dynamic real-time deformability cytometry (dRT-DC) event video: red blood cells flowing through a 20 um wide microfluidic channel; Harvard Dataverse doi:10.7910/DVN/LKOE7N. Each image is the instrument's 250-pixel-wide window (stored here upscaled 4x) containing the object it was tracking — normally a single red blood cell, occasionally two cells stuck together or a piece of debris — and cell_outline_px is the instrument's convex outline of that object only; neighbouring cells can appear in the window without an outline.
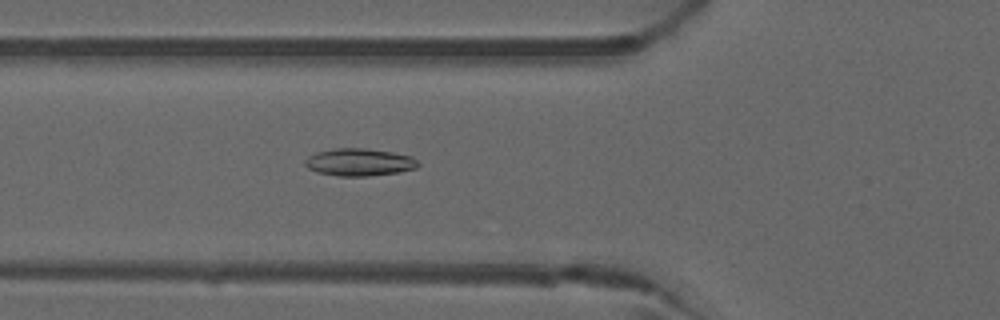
{"species": "common noctule bat (a hibernating species)", "species_latin": "Nyctalus noctula", "temperature_condition": "warm", "stored_images_in_passage": 51, "camera_frame_rate_fps": 3000, "um_per_image_px": 0.085, "animal": {"sex": "male", "forearm_length_mm": 52.5}, "frame": {"image": 1, "passage_image": 19, "time_ms": 6.0, "image_size_px": [1000, 320], "cell_outline_px": [[420, 164], [416, 168], [400, 172], [368, 176], [340, 176], [316, 172], [308, 168], [304, 164], [304, 160], [308, 156], [316, 152], [336, 148], [364, 148], [392, 152], [412, 156]], "centroid_in_image_um": [30.53, 13.79], "position_along_channel_um": 95.3, "area_um2": 18.15}}
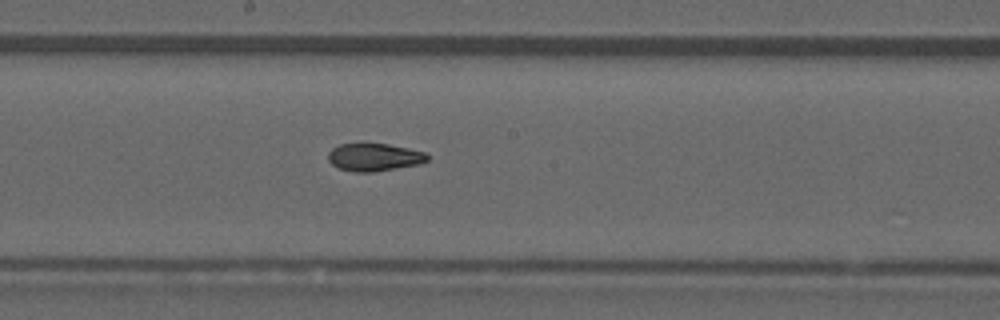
{"frame": {"image": 2, "passage_image": 28, "time_ms": 9.0, "image_size_px": [1000, 320], "cell_outline_px": [[428, 160], [420, 164], [372, 172], [356, 172], [340, 168], [332, 164], [328, 160], [328, 152], [332, 148], [340, 144], [388, 144], [408, 148], [424, 152], [428, 156]], "centroid_in_image_um": [31.8, 13.36], "position_along_channel_um": 216.4, "area_um2": 15.84}}
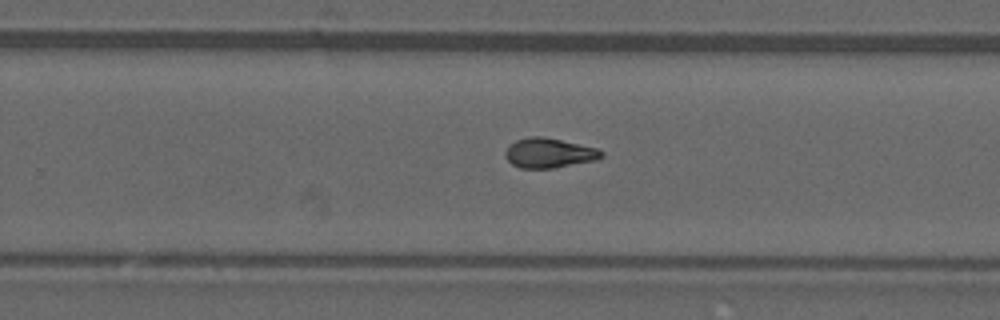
{"frame": {"image": 3, "passage_image": 33, "time_ms": 10.667, "image_size_px": [1000, 320], "cell_outline_px": [[604, 156], [596, 160], [552, 168], [520, 168], [512, 164], [508, 160], [504, 152], [516, 140], [528, 136], [544, 136], [596, 148], [604, 152]], "centroid_in_image_um": [46.68, 13.0], "position_along_channel_um": 283.1, "area_um2": 16.53}, "authors_computed_cell_mechanics": {"area_um2": 16.762, "velocity_mm_per_s": 4.028, "shape_relaxation_time_tau1_ms": null, "shape_relaxation_time_tau2_ms": 2.7885, "deformation_change_tau1": null, "deformation_change_tau2": 0.0873}}